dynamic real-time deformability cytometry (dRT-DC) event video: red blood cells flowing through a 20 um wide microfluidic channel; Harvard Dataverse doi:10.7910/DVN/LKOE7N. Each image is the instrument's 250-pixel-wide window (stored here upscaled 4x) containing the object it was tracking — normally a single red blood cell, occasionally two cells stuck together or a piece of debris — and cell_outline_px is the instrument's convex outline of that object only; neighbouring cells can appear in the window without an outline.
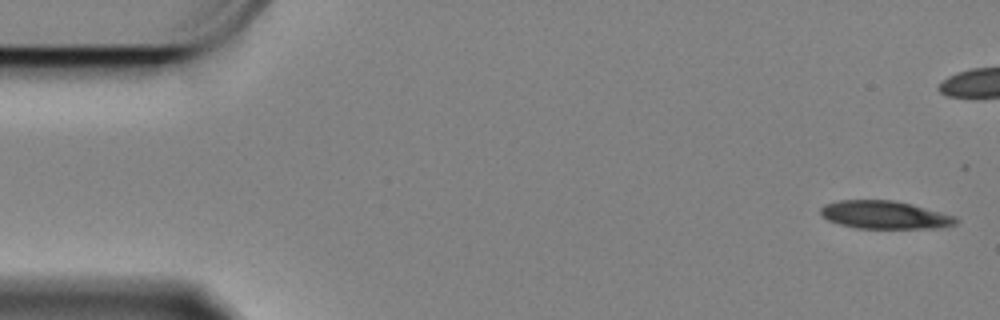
{"species": "Egyptian fruit bat (a non-hibernating species)", "species_latin": "Rousettus aegyptiacus", "temperature_condition": "cold", "stored_images_in_passage": 48, "camera_frame_rate_fps": 3000, "um_per_image_px": 0.085, "animal": {"sex": "female"}, "frame": {"image": 1, "passage_image": 1, "time_ms": 0.0, "image_size_px": [1000, 320], "cell_outline_px": [[960, 220], [956, 224], [944, 228], [856, 228], [840, 224], [828, 220], [820, 216], [820, 208], [824, 204], [840, 200], [892, 200], [912, 204], [956, 216]], "centroid_in_image_um": [75.22, 18.27], "position_along_channel_um": 9.8, "area_um2": 22.25}}
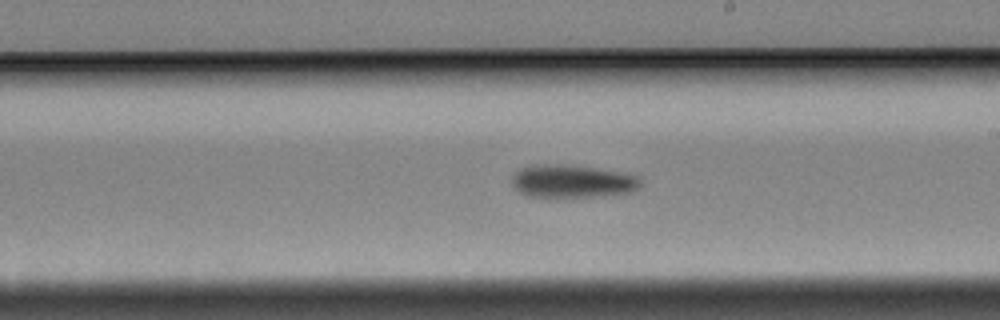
{"frame": {"image": 2, "passage_image": 32, "time_ms": 10.333, "image_size_px": [1000, 320], "cell_outline_px": [[640, 188], [632, 192], [604, 196], [556, 200], [524, 196], [516, 192], [512, 188], [512, 176], [520, 168], [532, 164], [564, 164], [620, 172], [640, 176]], "centroid_in_image_um": [48.56, 15.47], "position_along_channel_um": 240.4, "area_um2": 26.01}}
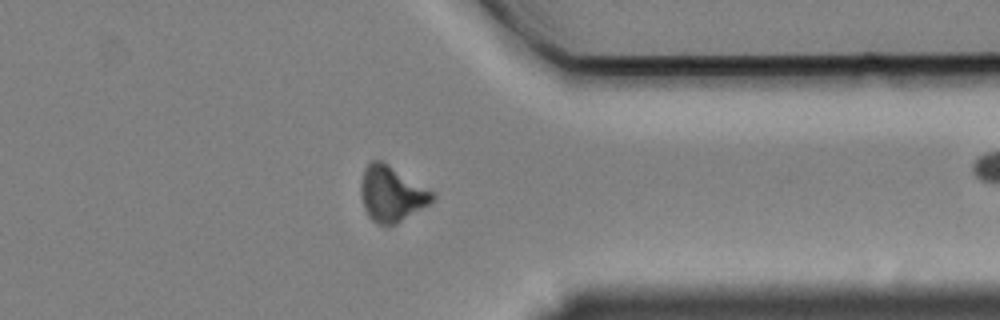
{"frame": {"image": 3, "passage_image": 45, "time_ms": 14.667, "image_size_px": [1000, 320], "cell_outline_px": [[436, 196], [428, 204], [396, 224], [376, 224], [368, 216], [364, 208], [360, 192], [360, 188], [364, 168], [372, 160], [380, 160], [388, 164], [436, 192]], "centroid_in_image_um": [33.28, 16.46], "position_along_channel_um": 378.1, "area_um2": 23.06}}